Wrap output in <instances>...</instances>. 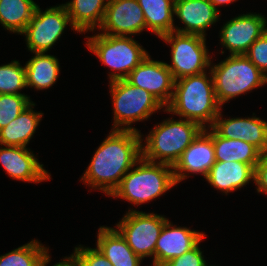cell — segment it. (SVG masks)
<instances>
[{"label": "cell", "mask_w": 267, "mask_h": 266, "mask_svg": "<svg viewBox=\"0 0 267 266\" xmlns=\"http://www.w3.org/2000/svg\"><path fill=\"white\" fill-rule=\"evenodd\" d=\"M204 179L215 189L228 195L254 181V168L237 161H216Z\"/></svg>", "instance_id": "19"}, {"label": "cell", "mask_w": 267, "mask_h": 266, "mask_svg": "<svg viewBox=\"0 0 267 266\" xmlns=\"http://www.w3.org/2000/svg\"><path fill=\"white\" fill-rule=\"evenodd\" d=\"M0 147V163L5 172L13 179L23 182L40 183L50 180L49 172L44 169L35 154L26 147Z\"/></svg>", "instance_id": "15"}, {"label": "cell", "mask_w": 267, "mask_h": 266, "mask_svg": "<svg viewBox=\"0 0 267 266\" xmlns=\"http://www.w3.org/2000/svg\"><path fill=\"white\" fill-rule=\"evenodd\" d=\"M80 266H112V263L97 249L79 245L71 254Z\"/></svg>", "instance_id": "30"}, {"label": "cell", "mask_w": 267, "mask_h": 266, "mask_svg": "<svg viewBox=\"0 0 267 266\" xmlns=\"http://www.w3.org/2000/svg\"><path fill=\"white\" fill-rule=\"evenodd\" d=\"M258 193L267 195V153L262 154L254 168V181Z\"/></svg>", "instance_id": "33"}, {"label": "cell", "mask_w": 267, "mask_h": 266, "mask_svg": "<svg viewBox=\"0 0 267 266\" xmlns=\"http://www.w3.org/2000/svg\"><path fill=\"white\" fill-rule=\"evenodd\" d=\"M214 7L219 11L217 6H221V5H227V4H231L232 2H235L237 0H209Z\"/></svg>", "instance_id": "35"}, {"label": "cell", "mask_w": 267, "mask_h": 266, "mask_svg": "<svg viewBox=\"0 0 267 266\" xmlns=\"http://www.w3.org/2000/svg\"><path fill=\"white\" fill-rule=\"evenodd\" d=\"M175 185L177 183L173 166L153 163L141 158L132 170L130 169L124 175L119 186L110 196L114 199H125L138 206L156 199Z\"/></svg>", "instance_id": "4"}, {"label": "cell", "mask_w": 267, "mask_h": 266, "mask_svg": "<svg viewBox=\"0 0 267 266\" xmlns=\"http://www.w3.org/2000/svg\"><path fill=\"white\" fill-rule=\"evenodd\" d=\"M33 101L25 94H0V129L8 125Z\"/></svg>", "instance_id": "29"}, {"label": "cell", "mask_w": 267, "mask_h": 266, "mask_svg": "<svg viewBox=\"0 0 267 266\" xmlns=\"http://www.w3.org/2000/svg\"><path fill=\"white\" fill-rule=\"evenodd\" d=\"M126 80L148 91L165 108L172 100L175 83L172 73L165 62L152 60L149 54L130 72Z\"/></svg>", "instance_id": "12"}, {"label": "cell", "mask_w": 267, "mask_h": 266, "mask_svg": "<svg viewBox=\"0 0 267 266\" xmlns=\"http://www.w3.org/2000/svg\"><path fill=\"white\" fill-rule=\"evenodd\" d=\"M86 39L87 49L113 71L108 74L109 82L126 79L148 56V52L131 36L98 33Z\"/></svg>", "instance_id": "6"}, {"label": "cell", "mask_w": 267, "mask_h": 266, "mask_svg": "<svg viewBox=\"0 0 267 266\" xmlns=\"http://www.w3.org/2000/svg\"><path fill=\"white\" fill-rule=\"evenodd\" d=\"M203 238L189 251L179 257L171 259L166 266H205L207 264L204 259L203 252L199 247L200 242Z\"/></svg>", "instance_id": "32"}, {"label": "cell", "mask_w": 267, "mask_h": 266, "mask_svg": "<svg viewBox=\"0 0 267 266\" xmlns=\"http://www.w3.org/2000/svg\"><path fill=\"white\" fill-rule=\"evenodd\" d=\"M152 266H166V265L163 264V263H160V262H157V261L152 260Z\"/></svg>", "instance_id": "36"}, {"label": "cell", "mask_w": 267, "mask_h": 266, "mask_svg": "<svg viewBox=\"0 0 267 266\" xmlns=\"http://www.w3.org/2000/svg\"><path fill=\"white\" fill-rule=\"evenodd\" d=\"M96 248L112 266H140L143 260L128 246L121 234L112 227L98 228Z\"/></svg>", "instance_id": "20"}, {"label": "cell", "mask_w": 267, "mask_h": 266, "mask_svg": "<svg viewBox=\"0 0 267 266\" xmlns=\"http://www.w3.org/2000/svg\"><path fill=\"white\" fill-rule=\"evenodd\" d=\"M218 11L209 0H175L174 15L184 24L175 32L206 37V30L219 21Z\"/></svg>", "instance_id": "17"}, {"label": "cell", "mask_w": 267, "mask_h": 266, "mask_svg": "<svg viewBox=\"0 0 267 266\" xmlns=\"http://www.w3.org/2000/svg\"><path fill=\"white\" fill-rule=\"evenodd\" d=\"M146 28L144 13L137 0H109L102 24L101 34L129 36L139 34Z\"/></svg>", "instance_id": "13"}, {"label": "cell", "mask_w": 267, "mask_h": 266, "mask_svg": "<svg viewBox=\"0 0 267 266\" xmlns=\"http://www.w3.org/2000/svg\"><path fill=\"white\" fill-rule=\"evenodd\" d=\"M171 45V64L166 63L174 80L206 72L211 58L206 46V38L195 34L172 31L159 37Z\"/></svg>", "instance_id": "8"}, {"label": "cell", "mask_w": 267, "mask_h": 266, "mask_svg": "<svg viewBox=\"0 0 267 266\" xmlns=\"http://www.w3.org/2000/svg\"><path fill=\"white\" fill-rule=\"evenodd\" d=\"M143 10L148 31L158 37L174 31L175 0H137Z\"/></svg>", "instance_id": "25"}, {"label": "cell", "mask_w": 267, "mask_h": 266, "mask_svg": "<svg viewBox=\"0 0 267 266\" xmlns=\"http://www.w3.org/2000/svg\"><path fill=\"white\" fill-rule=\"evenodd\" d=\"M228 56L218 64L210 65L215 96L221 107L267 83V77L244 54Z\"/></svg>", "instance_id": "5"}, {"label": "cell", "mask_w": 267, "mask_h": 266, "mask_svg": "<svg viewBox=\"0 0 267 266\" xmlns=\"http://www.w3.org/2000/svg\"><path fill=\"white\" fill-rule=\"evenodd\" d=\"M32 102L8 125L0 129V145L27 147L42 120L43 113L35 112Z\"/></svg>", "instance_id": "21"}, {"label": "cell", "mask_w": 267, "mask_h": 266, "mask_svg": "<svg viewBox=\"0 0 267 266\" xmlns=\"http://www.w3.org/2000/svg\"><path fill=\"white\" fill-rule=\"evenodd\" d=\"M220 110L212 128L222 137L243 140L255 146L262 154L267 153V121L260 117L222 119Z\"/></svg>", "instance_id": "16"}, {"label": "cell", "mask_w": 267, "mask_h": 266, "mask_svg": "<svg viewBox=\"0 0 267 266\" xmlns=\"http://www.w3.org/2000/svg\"><path fill=\"white\" fill-rule=\"evenodd\" d=\"M266 31L267 20L264 15L240 14L223 25L219 33L220 42L222 48L229 50V55L245 54Z\"/></svg>", "instance_id": "11"}, {"label": "cell", "mask_w": 267, "mask_h": 266, "mask_svg": "<svg viewBox=\"0 0 267 266\" xmlns=\"http://www.w3.org/2000/svg\"><path fill=\"white\" fill-rule=\"evenodd\" d=\"M215 162L213 128L210 127L199 133L173 166L176 183L188 178L190 173L200 174L205 178Z\"/></svg>", "instance_id": "14"}, {"label": "cell", "mask_w": 267, "mask_h": 266, "mask_svg": "<svg viewBox=\"0 0 267 266\" xmlns=\"http://www.w3.org/2000/svg\"><path fill=\"white\" fill-rule=\"evenodd\" d=\"M166 220L162 215L130 209L115 229L142 260L151 256L154 260L157 239Z\"/></svg>", "instance_id": "9"}, {"label": "cell", "mask_w": 267, "mask_h": 266, "mask_svg": "<svg viewBox=\"0 0 267 266\" xmlns=\"http://www.w3.org/2000/svg\"><path fill=\"white\" fill-rule=\"evenodd\" d=\"M25 64L26 85L38 90L52 87L59 78L60 65L57 57L46 52L34 53Z\"/></svg>", "instance_id": "23"}, {"label": "cell", "mask_w": 267, "mask_h": 266, "mask_svg": "<svg viewBox=\"0 0 267 266\" xmlns=\"http://www.w3.org/2000/svg\"><path fill=\"white\" fill-rule=\"evenodd\" d=\"M49 248L38 240H32L0 256V266H40L49 254Z\"/></svg>", "instance_id": "27"}, {"label": "cell", "mask_w": 267, "mask_h": 266, "mask_svg": "<svg viewBox=\"0 0 267 266\" xmlns=\"http://www.w3.org/2000/svg\"><path fill=\"white\" fill-rule=\"evenodd\" d=\"M51 258L50 255L48 254L42 261L40 266H48L47 264L50 263ZM53 266H80L78 264V262L76 261V259L70 255V256H66L65 258H63L62 261L57 262L56 264H54Z\"/></svg>", "instance_id": "34"}, {"label": "cell", "mask_w": 267, "mask_h": 266, "mask_svg": "<svg viewBox=\"0 0 267 266\" xmlns=\"http://www.w3.org/2000/svg\"><path fill=\"white\" fill-rule=\"evenodd\" d=\"M213 144L216 161H237L255 168L262 153L252 144L243 140L228 139L213 129Z\"/></svg>", "instance_id": "24"}, {"label": "cell", "mask_w": 267, "mask_h": 266, "mask_svg": "<svg viewBox=\"0 0 267 266\" xmlns=\"http://www.w3.org/2000/svg\"><path fill=\"white\" fill-rule=\"evenodd\" d=\"M202 130L194 121L168 118L152 128L145 139H141L145 140L141 142L142 158L174 166Z\"/></svg>", "instance_id": "3"}, {"label": "cell", "mask_w": 267, "mask_h": 266, "mask_svg": "<svg viewBox=\"0 0 267 266\" xmlns=\"http://www.w3.org/2000/svg\"><path fill=\"white\" fill-rule=\"evenodd\" d=\"M114 123L112 130L138 131L132 123L150 118L163 105L148 91L133 86L126 79L109 82Z\"/></svg>", "instance_id": "7"}, {"label": "cell", "mask_w": 267, "mask_h": 266, "mask_svg": "<svg viewBox=\"0 0 267 266\" xmlns=\"http://www.w3.org/2000/svg\"><path fill=\"white\" fill-rule=\"evenodd\" d=\"M68 24L72 30L76 31L71 25L70 17L63 4L47 8L45 11L37 6L21 35L26 37V45L30 52L47 53L64 33Z\"/></svg>", "instance_id": "10"}, {"label": "cell", "mask_w": 267, "mask_h": 266, "mask_svg": "<svg viewBox=\"0 0 267 266\" xmlns=\"http://www.w3.org/2000/svg\"><path fill=\"white\" fill-rule=\"evenodd\" d=\"M206 235L188 227H177L168 219L157 239L154 261L166 264L192 249Z\"/></svg>", "instance_id": "18"}, {"label": "cell", "mask_w": 267, "mask_h": 266, "mask_svg": "<svg viewBox=\"0 0 267 266\" xmlns=\"http://www.w3.org/2000/svg\"><path fill=\"white\" fill-rule=\"evenodd\" d=\"M109 0H72L63 4L78 33L99 29ZM98 27V28H97Z\"/></svg>", "instance_id": "22"}, {"label": "cell", "mask_w": 267, "mask_h": 266, "mask_svg": "<svg viewBox=\"0 0 267 266\" xmlns=\"http://www.w3.org/2000/svg\"><path fill=\"white\" fill-rule=\"evenodd\" d=\"M142 136L137 131L111 129L80 181L110 196L124 175L142 158Z\"/></svg>", "instance_id": "1"}, {"label": "cell", "mask_w": 267, "mask_h": 266, "mask_svg": "<svg viewBox=\"0 0 267 266\" xmlns=\"http://www.w3.org/2000/svg\"><path fill=\"white\" fill-rule=\"evenodd\" d=\"M25 87V66H21L19 60L0 66V94H24L19 91Z\"/></svg>", "instance_id": "28"}, {"label": "cell", "mask_w": 267, "mask_h": 266, "mask_svg": "<svg viewBox=\"0 0 267 266\" xmlns=\"http://www.w3.org/2000/svg\"><path fill=\"white\" fill-rule=\"evenodd\" d=\"M180 78L174 83L170 104L163 110L198 123L203 129L213 126L222 107L217 102L211 70Z\"/></svg>", "instance_id": "2"}, {"label": "cell", "mask_w": 267, "mask_h": 266, "mask_svg": "<svg viewBox=\"0 0 267 266\" xmlns=\"http://www.w3.org/2000/svg\"><path fill=\"white\" fill-rule=\"evenodd\" d=\"M37 6L33 0H0V24L9 32L21 35Z\"/></svg>", "instance_id": "26"}, {"label": "cell", "mask_w": 267, "mask_h": 266, "mask_svg": "<svg viewBox=\"0 0 267 266\" xmlns=\"http://www.w3.org/2000/svg\"><path fill=\"white\" fill-rule=\"evenodd\" d=\"M267 77V31L244 54Z\"/></svg>", "instance_id": "31"}]
</instances>
